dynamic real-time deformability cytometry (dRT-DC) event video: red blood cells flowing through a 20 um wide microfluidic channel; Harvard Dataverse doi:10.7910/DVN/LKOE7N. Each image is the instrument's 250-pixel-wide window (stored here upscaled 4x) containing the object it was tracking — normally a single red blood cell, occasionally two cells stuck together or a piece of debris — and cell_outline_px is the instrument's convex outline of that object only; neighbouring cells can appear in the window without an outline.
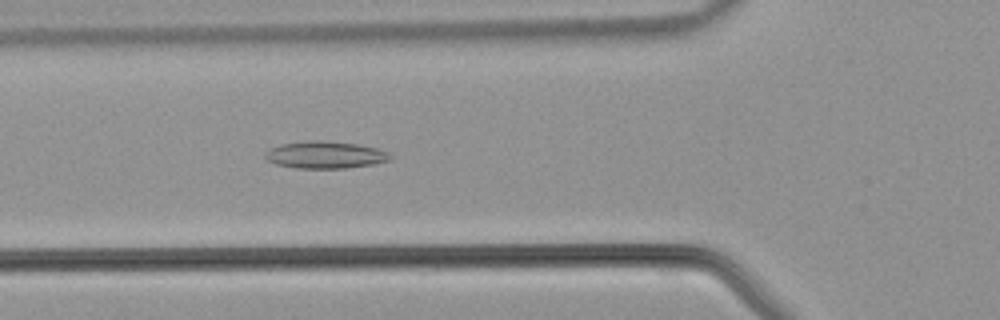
{"species": "common noctule bat (a hibernating species)", "species_latin": "Nyctalus noctula", "temperature_condition": "warm", "stored_images_in_passage": 38, "camera_frame_rate_fps": 3000, "um_per_image_px": 0.085, "animal": {"sex": "male", "body_mass_g": 21.5, "forearm_length_mm": 52.0}, "frame": {"image": 1, "passage_image": 10, "time_ms": 3.0, "image_size_px": [1000, 320], "cell_outline_px": [[392, 160], [372, 164], [348, 168], [296, 168], [276, 164], [268, 160], [264, 156], [272, 148], [280, 144], [312, 140], [356, 144], [376, 148], [388, 152], [392, 156]], "centroid_in_image_um": [27.68, 13.17], "position_along_channel_um": 98.1, "area_um2": 19.48}}
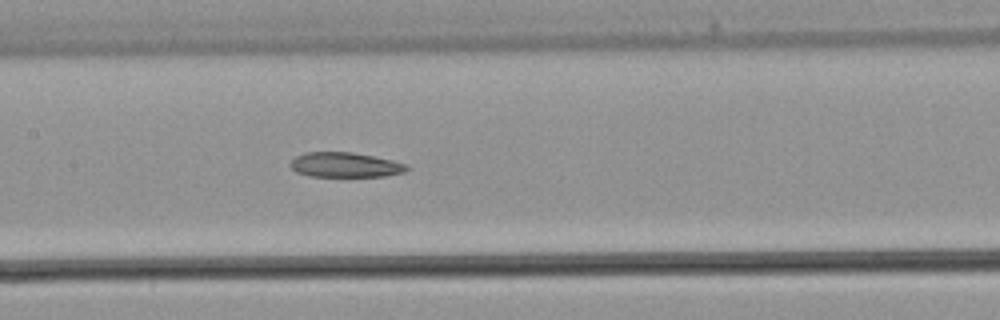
{"frame": {"image": 2, "passage_image": 15, "time_ms": 4.667, "image_size_px": [1000, 320], "cell_outline_px": [[408, 168], [404, 172], [384, 176], [308, 176], [296, 172], [288, 164], [296, 156], [304, 152], [352, 152], [392, 160], [408, 164]], "centroid_in_image_um": [29.31, 14.01], "position_along_channel_um": 178.1, "area_um2": 16.82}}
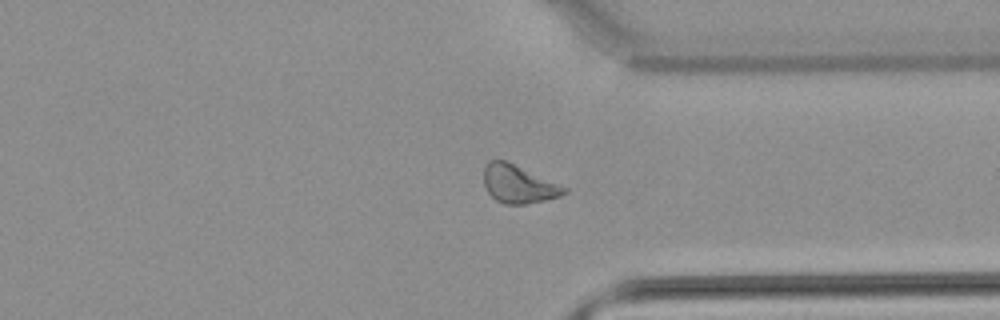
{"frame": {"image": 3, "passage_image": 27, "time_ms": 8.667, "image_size_px": [1000, 320], "cell_outline_px": [[568, 192], [560, 196], [544, 200], [524, 204], [504, 204], [496, 200], [488, 192], [484, 184], [484, 168], [488, 160], [504, 160], [568, 188]], "centroid_in_image_um": [44.05, 15.66], "position_along_channel_um": 367.3, "area_um2": 17.51}}